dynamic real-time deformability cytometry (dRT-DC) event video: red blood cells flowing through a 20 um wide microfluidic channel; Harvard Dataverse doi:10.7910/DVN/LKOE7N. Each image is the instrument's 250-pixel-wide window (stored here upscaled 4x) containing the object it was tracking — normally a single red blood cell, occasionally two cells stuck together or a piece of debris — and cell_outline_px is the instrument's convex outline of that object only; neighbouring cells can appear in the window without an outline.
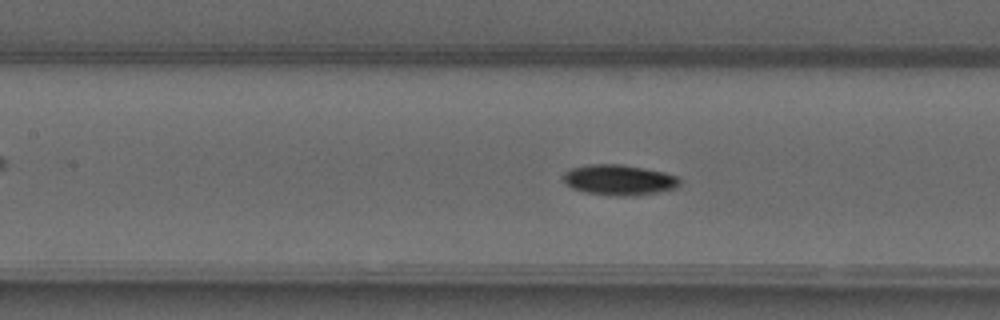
{"species": "common noctule bat (a hibernating species)", "species_latin": "Nyctalus noctula", "temperature_condition": "warm", "stored_images_in_passage": 50, "camera_frame_rate_fps": 3000, "um_per_image_px": 0.085, "animal": {"sex": "male", "forearm_length_mm": 52.5}, "frame": {"image": 1, "passage_image": 22, "time_ms": 7.0, "image_size_px": [1000, 320], "cell_outline_px": [[680, 184], [676, 188], [656, 192], [632, 196], [616, 196], [584, 192], [572, 188], [564, 184], [564, 172], [572, 168], [588, 164], [620, 164], [664, 172], [680, 176]], "centroid_in_image_um": [52.62, 15.29], "position_along_channel_um": 154.8, "area_um2": 20.75}, "authors_computed_cell_mechanics": {"area_um2": 19.4786, "velocity_mm_per_s": 4.089, "shape_relaxation_time_tau1_ms": 6.1368, "shape_relaxation_time_tau2_ms": 7.536, "deformation_change_tau1": 0.1807, "deformation_change_tau2": 0.085}}